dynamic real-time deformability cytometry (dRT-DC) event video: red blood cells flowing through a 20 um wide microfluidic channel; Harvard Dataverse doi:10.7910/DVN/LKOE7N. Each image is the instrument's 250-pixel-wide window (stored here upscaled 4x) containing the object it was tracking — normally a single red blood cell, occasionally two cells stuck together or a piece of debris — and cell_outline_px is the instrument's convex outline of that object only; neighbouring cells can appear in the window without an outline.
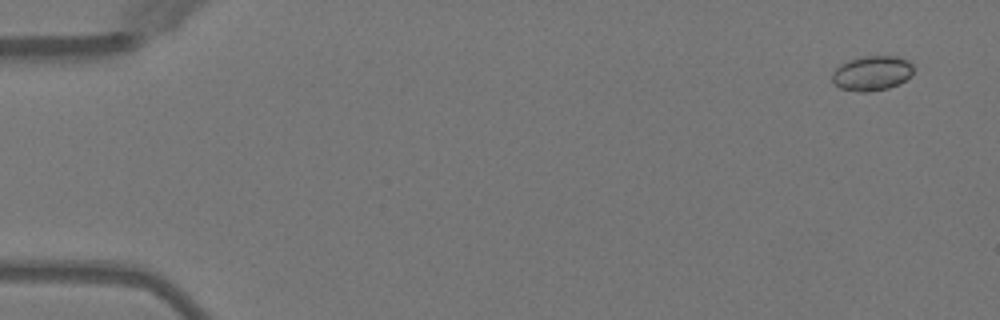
{"species": "Egyptian fruit bat (a non-hibernating species)", "species_latin": "Rousettus aegyptiacus", "temperature_condition": "warm", "stored_images_in_passage": 49, "camera_frame_rate_fps": 3000, "um_per_image_px": 0.085, "animal": {"sex": "female"}, "frame": {"image": 1, "passage_image": 1, "time_ms": 0.0, "image_size_px": [1000, 320], "cell_outline_px": [[912, 72], [900, 84], [888, 88], [864, 92], [860, 92], [840, 88], [832, 80], [832, 72], [840, 64], [864, 56], [896, 56], [908, 60], [912, 64]], "centroid_in_image_um": [74.11, 6.22], "position_along_channel_um": 10.9, "area_um2": 16.24}}
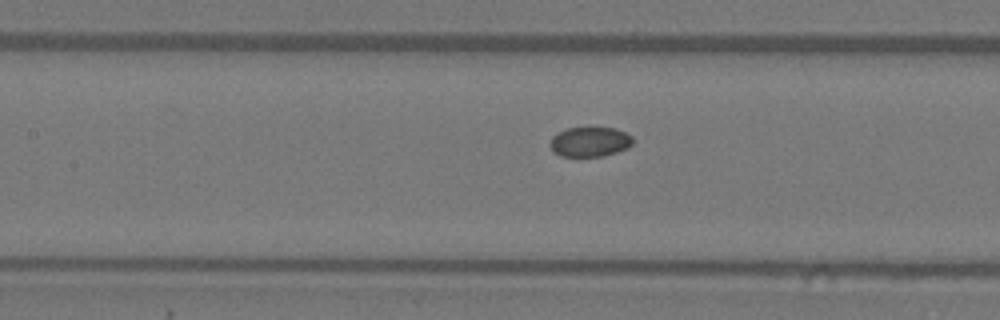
{"frame": {"image": 2, "passage_image": 22, "time_ms": 7.0, "image_size_px": [1000, 320], "cell_outline_px": [[632, 144], [628, 148], [604, 156], [560, 156], [552, 152], [548, 144], [552, 136], [568, 128], [616, 128], [632, 136]], "centroid_in_image_um": [50.11, 12.06], "position_along_channel_um": 157.3, "area_um2": 14.39}}
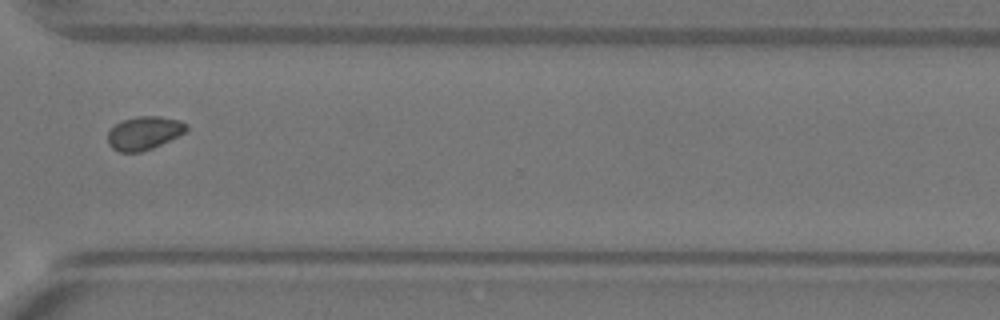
{"frame": {"image": 3, "passage_image": 37, "time_ms": 12.0, "image_size_px": [1000, 320], "cell_outline_px": [[188, 128], [184, 132], [152, 148], [140, 152], [120, 152], [112, 148], [108, 144], [108, 132], [116, 124], [124, 120], [136, 116], [160, 116], [180, 120], [188, 124]], "centroid_in_image_um": [12.24, 11.3], "position_along_channel_um": 358.4, "area_um2": 15.09}}